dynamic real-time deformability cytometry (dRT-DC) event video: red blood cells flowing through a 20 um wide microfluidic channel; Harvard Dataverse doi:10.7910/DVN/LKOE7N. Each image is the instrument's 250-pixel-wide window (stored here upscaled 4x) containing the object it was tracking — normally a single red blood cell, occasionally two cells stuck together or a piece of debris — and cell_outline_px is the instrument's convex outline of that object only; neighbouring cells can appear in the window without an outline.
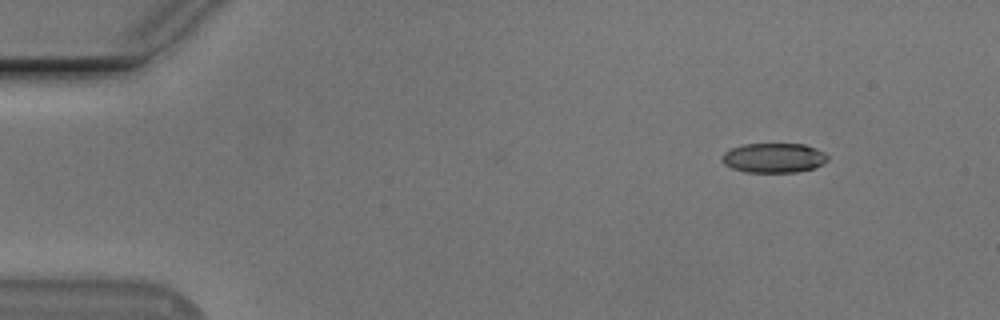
{"species": "Egyptian fruit bat (a non-hibernating species)", "species_latin": "Rousettus aegyptiacus", "temperature_condition": "cold", "stored_images_in_passage": 40, "camera_frame_rate_fps": 3000, "um_per_image_px": 0.085, "animal": {"sex": "male"}, "frame": {"image": 1, "passage_image": 1, "time_ms": 0.0, "image_size_px": [1000, 320], "cell_outline_px": [[828, 160], [824, 164], [816, 168], [796, 172], [744, 172], [732, 168], [724, 164], [720, 160], [720, 156], [724, 152], [732, 148], [744, 144], [804, 144], [816, 148], [824, 152], [828, 156]], "centroid_in_image_um": [65.77, 13.42], "position_along_channel_um": 19.2, "area_um2": 18.5}}
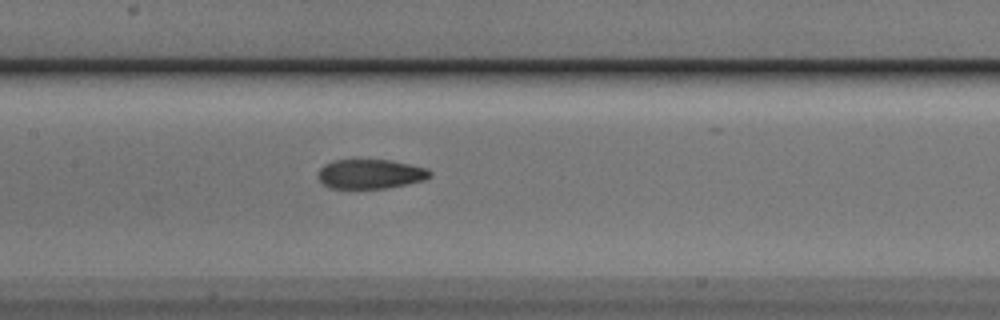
{"frame": {"image": 2, "passage_image": 21, "time_ms": 6.667, "image_size_px": [1000, 320], "cell_outline_px": [[432, 176], [424, 180], [388, 188], [328, 188], [316, 176], [320, 168], [324, 164], [332, 160], [392, 160], [412, 164], [428, 168], [432, 172]], "centroid_in_image_um": [31.5, 14.78], "position_along_channel_um": 175.9, "area_um2": 19.42}}
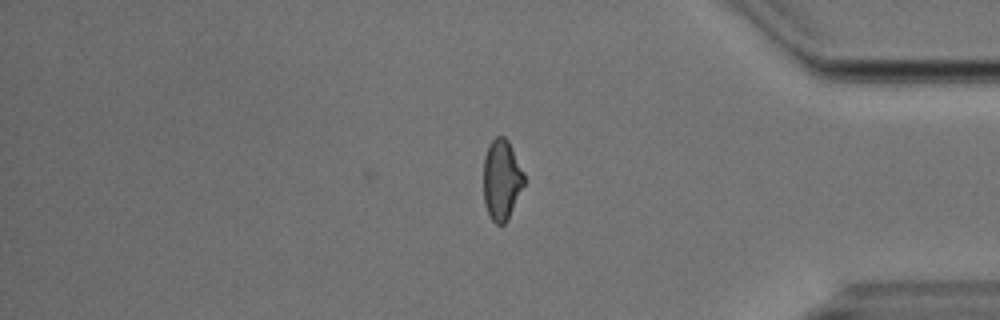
{"frame": {"image": 3, "passage_image": 40, "time_ms": 13.0, "image_size_px": [1000, 320], "cell_outline_px": [[524, 184], [504, 224], [496, 224], [492, 220], [484, 204], [484, 156], [492, 140], [496, 136], [504, 136], [508, 140], [524, 172]], "centroid_in_image_um": [42.63, 15.24], "position_along_channel_um": 392.6, "area_um2": 18.67}, "authors_computed_cell_mechanics": {"area_um2": 19.7676, "velocity_mm_per_s": 3.7961, "shape_relaxation_time_tau1_ms": 5.4695, "shape_relaxation_time_tau2_ms": 1.9584, "deformation_change_tau1": 0.151, "deformation_change_tau2": 0.0711}}